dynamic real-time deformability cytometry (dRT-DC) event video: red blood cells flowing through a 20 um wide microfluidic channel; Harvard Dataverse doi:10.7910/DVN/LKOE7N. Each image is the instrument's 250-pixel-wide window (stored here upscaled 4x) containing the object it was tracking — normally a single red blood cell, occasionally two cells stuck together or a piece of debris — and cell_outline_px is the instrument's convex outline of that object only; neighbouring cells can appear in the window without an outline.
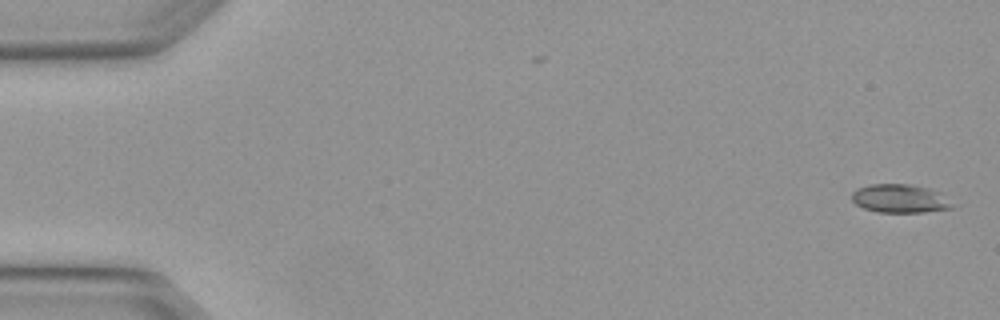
{"species": "Egyptian fruit bat (a non-hibernating species)", "species_latin": "Rousettus aegyptiacus", "temperature_condition": "warm", "stored_images_in_passage": 7, "camera_frame_rate_fps": 3000, "um_per_image_px": 0.085, "animal": {"sex": "female"}, "frame": {"image": 1, "passage_image": 1, "time_ms": 0.0, "image_size_px": [1000, 320], "cell_outline_px": [[956, 208], [924, 212], [876, 212], [864, 208], [856, 204], [852, 200], [852, 192], [856, 188], [872, 184], [908, 184], [932, 188], [940, 192]], "centroid_in_image_um": [76.5, 16.87], "position_along_channel_um": 8.5, "area_um2": 16.82}}
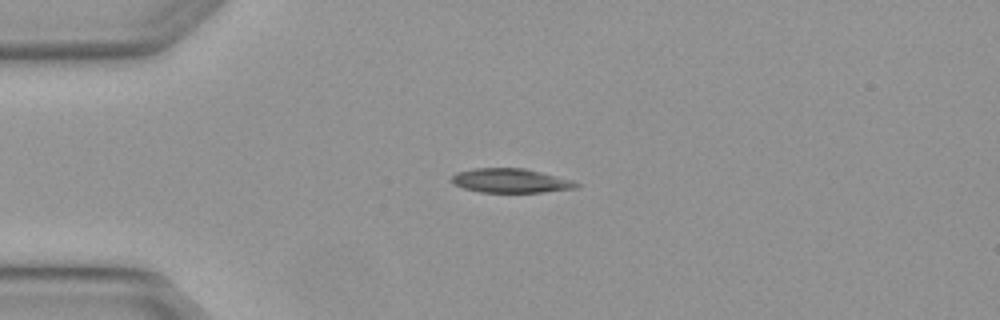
{"frame": {"image": 2, "passage_image": 4, "time_ms": 1.0, "image_size_px": [1000, 320], "cell_outline_px": [[580, 188], [544, 192], [480, 192], [464, 188], [456, 184], [452, 180], [452, 176], [456, 172], [472, 168], [524, 168], [572, 180], [580, 184]], "centroid_in_image_um": [43.44, 15.36], "position_along_channel_um": 41.6, "area_um2": 17.51}}
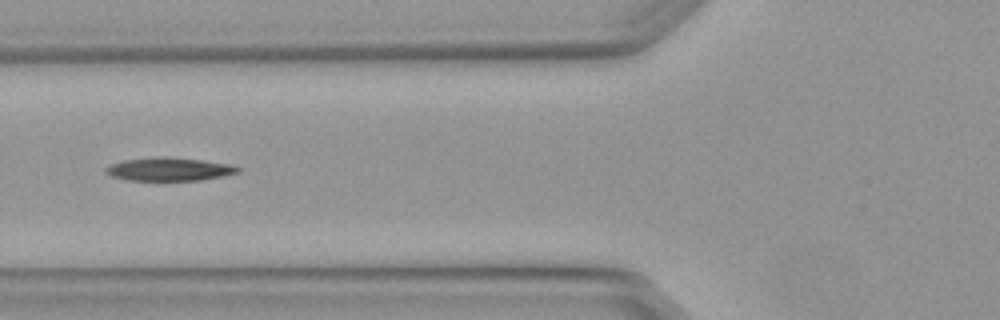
{"frame": {"image": 3, "passage_image": 6, "time_ms": 1.667, "image_size_px": [1000, 320], "cell_outline_px": [[240, 172], [200, 180], [128, 180], [112, 176], [104, 172], [104, 168], [108, 164], [124, 160], [156, 156], [168, 156], [232, 164], [240, 168]], "centroid_in_image_um": [14.33, 14.37], "position_along_channel_um": 111.5, "area_um2": 17.98}}